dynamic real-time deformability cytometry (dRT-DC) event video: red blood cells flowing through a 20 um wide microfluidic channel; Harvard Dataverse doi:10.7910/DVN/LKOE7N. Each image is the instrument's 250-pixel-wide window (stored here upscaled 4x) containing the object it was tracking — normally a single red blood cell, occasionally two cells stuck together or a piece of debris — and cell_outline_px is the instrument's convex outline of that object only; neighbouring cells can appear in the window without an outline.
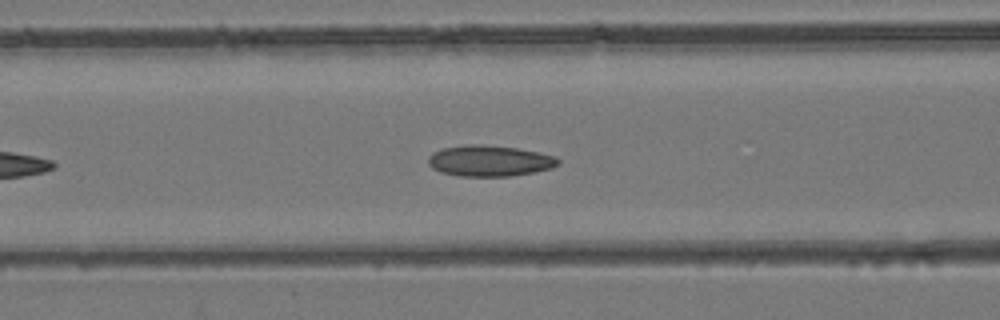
{"species": "common noctule bat (a hibernating species)", "species_latin": "Nyctalus noctula", "temperature_condition": "room temperature", "stored_images_in_passage": 19, "camera_frame_rate_fps": 3000, "um_per_image_px": 0.085, "animal": {"sex": "female", "body_mass_g": 24.6, "forearm_length_mm": 56.2}, "frame": {"image": 1, "passage_image": 9, "time_ms": 2.667, "image_size_px": [1000, 320], "cell_outline_px": [[560, 164], [552, 168], [536, 172], [508, 176], [460, 176], [440, 172], [432, 168], [428, 164], [428, 156], [432, 152], [444, 148], [468, 144], [480, 144], [516, 148], [540, 152], [556, 156], [560, 160]], "centroid_in_image_um": [41.63, 13.67], "position_along_channel_um": 125.0, "area_um2": 23.64}}